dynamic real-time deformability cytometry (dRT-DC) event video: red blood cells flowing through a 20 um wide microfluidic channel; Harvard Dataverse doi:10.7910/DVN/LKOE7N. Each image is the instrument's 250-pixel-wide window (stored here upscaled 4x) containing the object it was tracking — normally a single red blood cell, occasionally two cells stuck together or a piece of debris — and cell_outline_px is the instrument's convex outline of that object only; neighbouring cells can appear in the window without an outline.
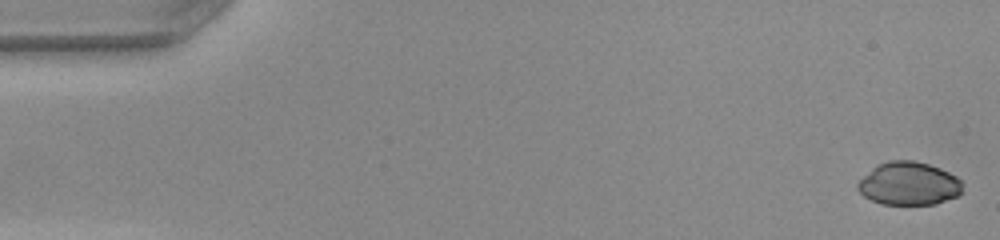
{"species": "common noctule bat (a hibernating species)", "species_latin": "Nyctalus noctula", "temperature_condition": "warm", "stored_images_in_passage": 42, "camera_frame_rate_fps": 3000, "um_per_image_px": 0.085, "animal": {"sex": "female", "body_mass_g": 22.0, "forearm_length_mm": 56.7}, "frame": {"image": 1, "passage_image": 1, "time_ms": 0.0, "image_size_px": [1000, 240], "cell_outline_px": [[960, 192], [956, 196], [936, 204], [880, 204], [864, 196], [856, 188], [856, 184], [876, 164], [888, 160], [916, 160], [940, 168], [956, 176], [960, 180]], "centroid_in_image_um": [77.21, 15.59], "position_along_channel_um": 7.8, "area_um2": 26.24}}
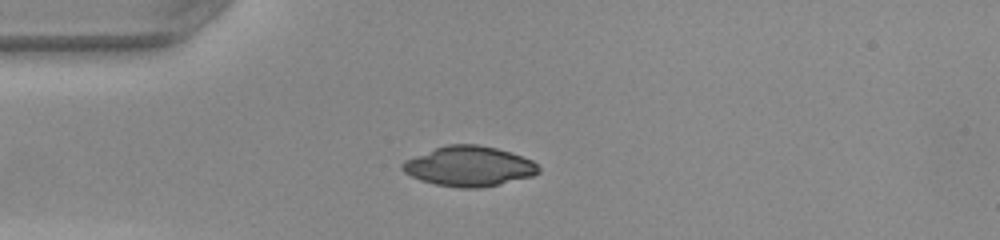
{"frame": {"image": 2, "passage_image": 13, "time_ms": 4.0, "image_size_px": [1000, 240], "cell_outline_px": [[540, 172], [532, 176], [500, 184], [480, 188], [460, 188], [436, 184], [420, 180], [404, 172], [400, 168], [400, 164], [404, 160], [436, 148], [448, 144], [476, 144], [496, 148], [532, 160], [540, 168]], "centroid_in_image_um": [39.85, 14.14], "position_along_channel_um": 45.1, "area_um2": 31.56}}
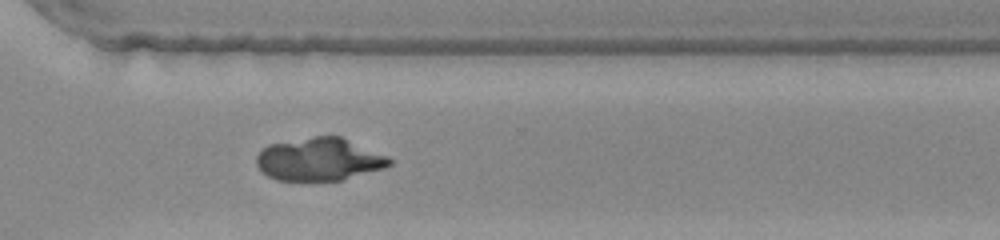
{"frame": {"image": 3, "passage_image": 36, "time_ms": 11.667, "image_size_px": [1000, 240], "cell_outline_px": [[392, 164], [384, 168], [344, 180], [276, 180], [268, 176], [256, 164], [256, 156], [268, 144], [312, 136], [340, 136], [388, 156], [392, 160]], "centroid_in_image_um": [27.15, 13.54], "position_along_channel_um": 343.4, "area_um2": 33.12}}